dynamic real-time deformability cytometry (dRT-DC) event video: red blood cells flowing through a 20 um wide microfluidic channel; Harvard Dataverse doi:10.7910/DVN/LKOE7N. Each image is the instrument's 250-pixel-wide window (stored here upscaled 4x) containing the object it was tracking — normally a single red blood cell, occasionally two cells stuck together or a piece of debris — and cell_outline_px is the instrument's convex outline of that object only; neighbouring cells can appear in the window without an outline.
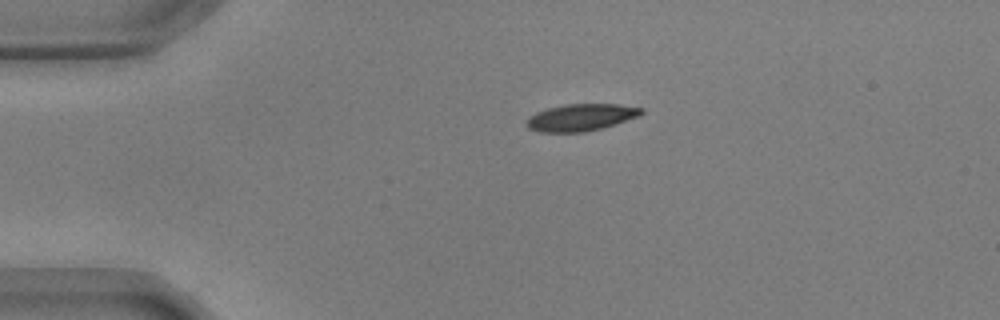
{"species": "common noctule bat (a hibernating species)", "species_latin": "Nyctalus noctula", "temperature_condition": "warm", "stored_images_in_passage": 46, "camera_frame_rate_fps": 3000, "um_per_image_px": 0.085, "animal": {"sex": "male", "body_mass_g": 17.9, "forearm_length_mm": 54.2}, "frame": {"image": 1, "passage_image": 1, "time_ms": 0.0, "image_size_px": [1000, 320], "cell_outline_px": [[644, 112], [640, 116], [600, 128], [584, 132], [540, 132], [528, 128], [524, 124], [528, 116], [536, 112], [548, 108], [568, 104], [620, 104], [644, 108]], "centroid_in_image_um": [49.36, 9.97], "position_along_channel_um": 35.6, "area_um2": 18.09}}
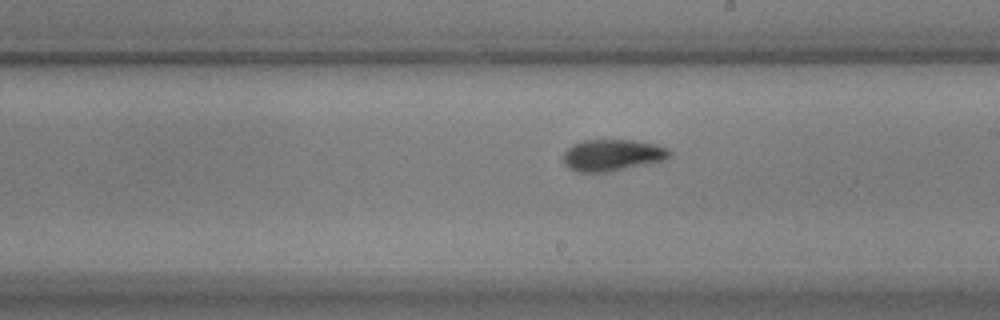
{"frame": {"image": 2, "passage_image": 21, "time_ms": 6.667, "image_size_px": [1000, 320], "cell_outline_px": [[672, 156], [664, 160], [612, 172], [576, 172], [568, 168], [564, 164], [564, 152], [572, 144], [584, 140], [636, 140], [668, 148], [672, 152]], "centroid_in_image_um": [52.05, 13.2], "position_along_channel_um": 236.9, "area_um2": 19.77}}
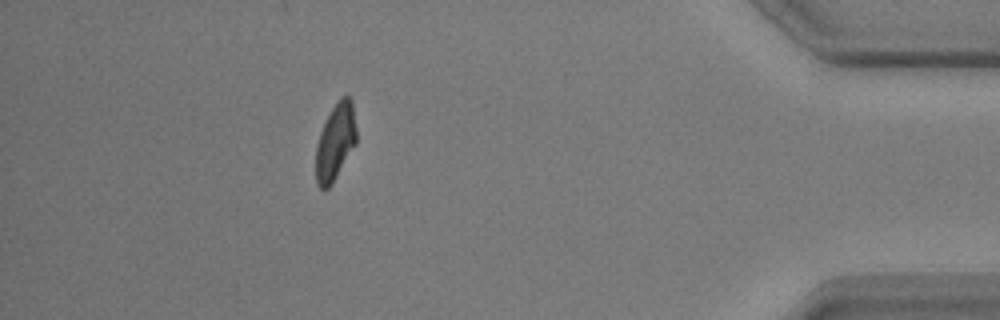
{"frame": {"image": 3, "passage_image": 39, "time_ms": 12.667, "image_size_px": [1000, 320], "cell_outline_px": [[356, 144], [332, 184], [328, 188], [320, 188], [316, 184], [316, 144], [320, 132], [332, 108], [340, 96], [348, 96], [352, 100], [356, 128]], "centroid_in_image_um": [28.51, 12.07], "position_along_channel_um": 406.7, "area_um2": 18.09}}